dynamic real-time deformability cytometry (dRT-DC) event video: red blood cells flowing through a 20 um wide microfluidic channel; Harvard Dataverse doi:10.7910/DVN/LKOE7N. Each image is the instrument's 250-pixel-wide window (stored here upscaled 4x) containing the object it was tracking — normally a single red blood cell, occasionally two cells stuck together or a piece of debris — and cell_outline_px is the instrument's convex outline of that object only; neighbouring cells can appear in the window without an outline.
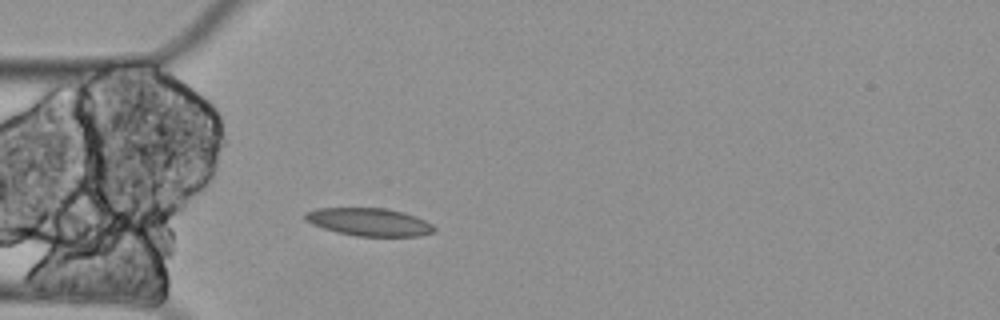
{"species": "Egyptian fruit bat (a non-hibernating species)", "species_latin": "Rousettus aegyptiacus", "temperature_condition": "cold", "stored_images_in_passage": 4, "camera_frame_rate_fps": 3000, "um_per_image_px": 0.085, "animal": {"sex": "female"}, "frame": {"image": 1, "passage_image": 4, "time_ms": 1.0, "image_size_px": [1000, 320], "cell_outline_px": [[436, 232], [420, 236], [356, 236], [336, 232], [312, 224], [304, 220], [304, 212], [316, 208], [384, 208], [404, 212], [416, 216], [432, 224], [436, 228]], "centroid_in_image_um": [31.38, 18.87], "position_along_channel_um": 53.6, "area_um2": 21.1}}